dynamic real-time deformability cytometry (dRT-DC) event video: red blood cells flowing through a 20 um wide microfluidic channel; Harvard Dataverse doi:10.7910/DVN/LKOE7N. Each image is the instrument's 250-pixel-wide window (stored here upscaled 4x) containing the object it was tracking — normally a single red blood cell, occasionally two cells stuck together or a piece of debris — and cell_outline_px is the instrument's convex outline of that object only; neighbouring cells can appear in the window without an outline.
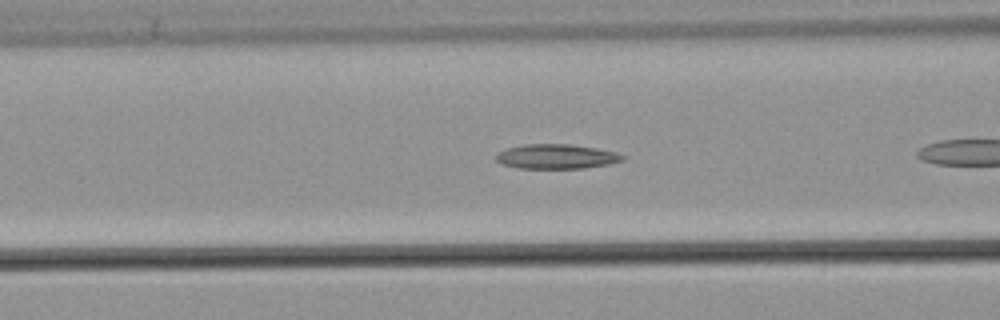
{"species": "common noctule bat (a hibernating species)", "species_latin": "Nyctalus noctula", "temperature_condition": "warm", "stored_images_in_passage": 20, "camera_frame_rate_fps": 3000, "um_per_image_px": 0.085, "animal": {"sex": "male", "body_mass_g": 21.5, "forearm_length_mm": 52.0}, "frame": {"image": 1, "passage_image": 6, "time_ms": 1.667, "image_size_px": [1000, 320], "cell_outline_px": [[624, 160], [608, 164], [584, 168], [520, 168], [500, 164], [496, 160], [496, 156], [500, 152], [508, 148], [524, 144], [572, 144], [596, 148], [616, 152], [624, 156]], "centroid_in_image_um": [47.3, 13.3], "position_along_channel_um": 119.3, "area_um2": 18.03}}